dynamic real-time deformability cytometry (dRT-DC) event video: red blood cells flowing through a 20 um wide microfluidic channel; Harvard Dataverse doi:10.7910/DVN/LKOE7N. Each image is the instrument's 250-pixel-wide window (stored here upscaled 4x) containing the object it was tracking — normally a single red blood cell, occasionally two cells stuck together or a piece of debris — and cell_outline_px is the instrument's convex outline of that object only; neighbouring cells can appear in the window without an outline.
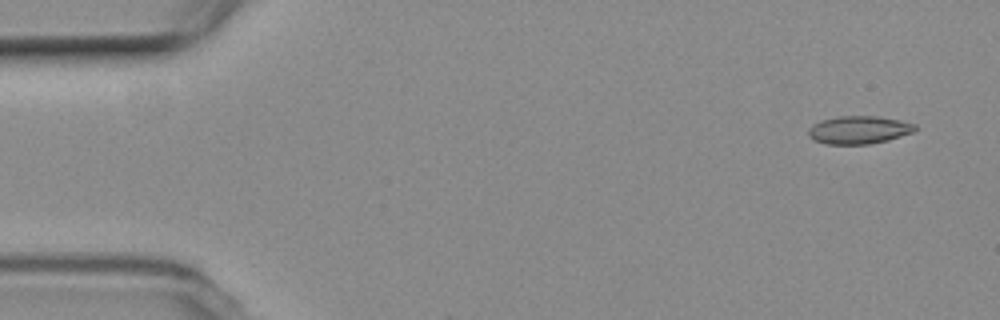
{"species": "common noctule bat (a hibernating species)", "species_latin": "Nyctalus noctula", "temperature_condition": "room temperature", "stored_images_in_passage": 5, "segment_of_instrument_passage": [1, 2], "camera_frame_rate_fps": 3000, "um_per_image_px": 0.085, "animal": {"sex": "female", "body_mass_g": 19.3, "forearm_length_mm": 54.1}, "frame": {"image": 1, "passage_image": 1, "time_ms": 0.0, "image_size_px": [1000, 320], "cell_outline_px": [[916, 128], [912, 132], [888, 140], [868, 144], [828, 144], [812, 140], [808, 136], [808, 128], [812, 124], [820, 120], [840, 116], [876, 116], [900, 120], [916, 124]], "centroid_in_image_um": [72.96, 11.04], "position_along_channel_um": 12.0, "area_um2": 17.4}}